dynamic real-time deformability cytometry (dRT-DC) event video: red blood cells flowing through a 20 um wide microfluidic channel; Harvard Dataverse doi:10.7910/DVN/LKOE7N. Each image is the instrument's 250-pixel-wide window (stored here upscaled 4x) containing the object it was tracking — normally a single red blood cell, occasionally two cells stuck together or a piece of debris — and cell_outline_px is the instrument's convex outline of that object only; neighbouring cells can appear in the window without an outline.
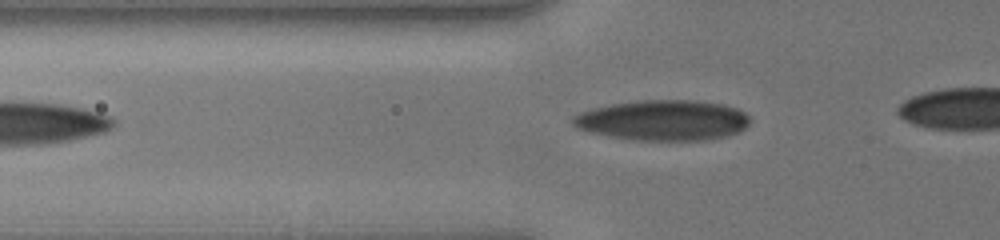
{"species": "human", "species_latin": "Homo sapiens", "temperature_condition": "cold", "stored_images_in_passage": 43, "camera_frame_rate_fps": 3000, "um_per_image_px": 0.085, "donor": {"sex": "male"}, "frame": {"image": 1, "passage_image": 15, "time_ms": 4.667, "image_size_px": [1000, 240], "cell_outline_px": [[752, 120], [740, 132], [728, 136], [708, 140], [636, 140], [588, 132], [576, 128], [572, 124], [572, 116], [580, 112], [592, 108], [612, 104], [640, 100], [696, 100], [724, 104], [736, 108], [744, 112]], "centroid_in_image_um": [56.37, 10.22], "position_along_channel_um": 69.4, "area_um2": 41.96}}
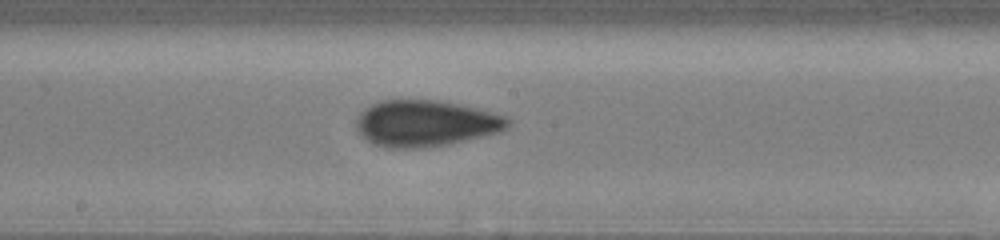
{"frame": {"image": 2, "passage_image": 26, "time_ms": 8.333, "image_size_px": [1000, 240], "cell_outline_px": [[512, 120], [500, 132], [444, 144], [416, 148], [388, 148], [372, 144], [356, 128], [356, 120], [360, 112], [364, 108], [380, 100], [440, 100], [460, 104], [508, 116]], "centroid_in_image_um": [36.15, 10.46], "position_along_channel_um": 212.0, "area_um2": 40.63}}
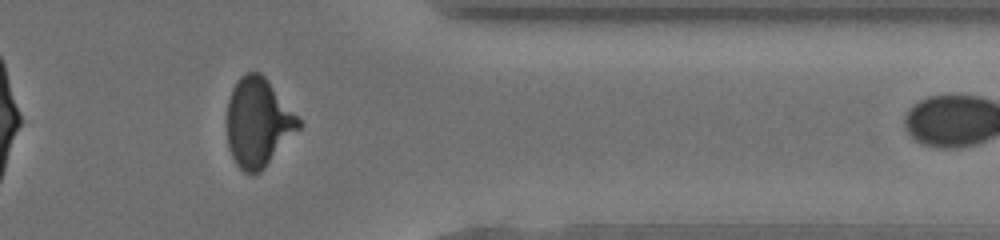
{"frame": {"image": 3, "passage_image": 40, "time_ms": 13.0, "image_size_px": [1000, 240], "cell_outline_px": [[304, 124], [264, 168], [260, 172], [252, 176], [244, 172], [236, 164], [228, 148], [228, 100], [232, 88], [236, 80], [244, 72], [260, 72], [268, 80]], "centroid_in_image_um": [21.94, 10.41], "position_along_channel_um": 389.5, "area_um2": 37.17}}